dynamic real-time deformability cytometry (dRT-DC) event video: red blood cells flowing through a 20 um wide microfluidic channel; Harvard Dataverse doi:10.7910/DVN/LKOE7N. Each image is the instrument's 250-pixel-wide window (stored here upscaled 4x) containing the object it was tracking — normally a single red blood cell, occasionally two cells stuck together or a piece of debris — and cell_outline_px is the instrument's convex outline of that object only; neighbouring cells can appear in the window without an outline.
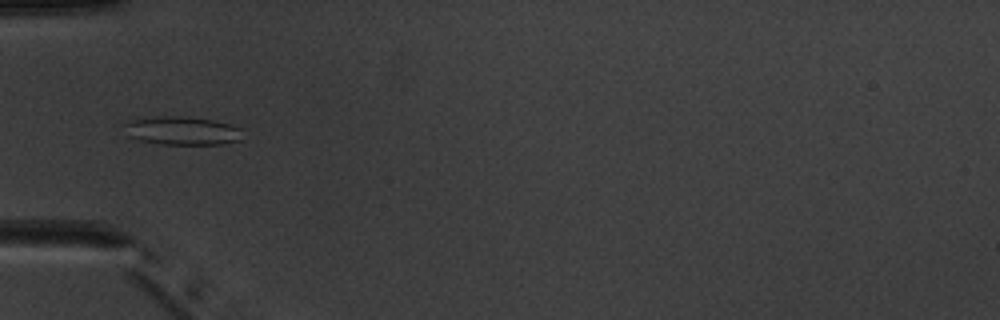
{"species": "common noctule bat (a hibernating species)", "species_latin": "Nyctalus noctula", "temperature_condition": "warm", "stored_images_in_passage": 7, "camera_frame_rate_fps": 3000, "um_per_image_px": 0.085, "animal": {"sex": "male", "body_mass_g": 20.1, "forearm_length_mm": 53.5}, "frame": {"image": 1, "passage_image": 6, "time_ms": 6.0, "image_size_px": [1000, 320], "cell_outline_px": [[244, 140], [220, 144], [160, 144], [140, 140], [128, 136], [124, 124], [128, 120], [156, 116], [180, 116], [212, 120], [244, 128]], "centroid_in_image_um": [15.54, 11.11], "position_along_channel_um": 69.5, "area_um2": 19.83}}
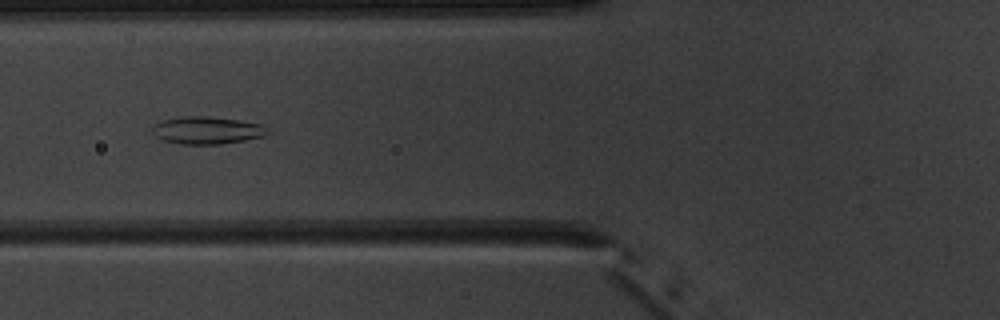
{"frame": {"image": 2, "passage_image": 7, "time_ms": 7.0, "image_size_px": [1000, 320], "cell_outline_px": [[268, 132], [264, 136], [244, 140], [220, 144], [180, 144], [164, 140], [156, 136], [152, 128], [156, 124], [164, 120], [184, 116], [208, 116], [236, 120], [260, 124]], "centroid_in_image_um": [17.57, 11.08], "position_along_channel_um": 108.2, "area_um2": 17.98}}